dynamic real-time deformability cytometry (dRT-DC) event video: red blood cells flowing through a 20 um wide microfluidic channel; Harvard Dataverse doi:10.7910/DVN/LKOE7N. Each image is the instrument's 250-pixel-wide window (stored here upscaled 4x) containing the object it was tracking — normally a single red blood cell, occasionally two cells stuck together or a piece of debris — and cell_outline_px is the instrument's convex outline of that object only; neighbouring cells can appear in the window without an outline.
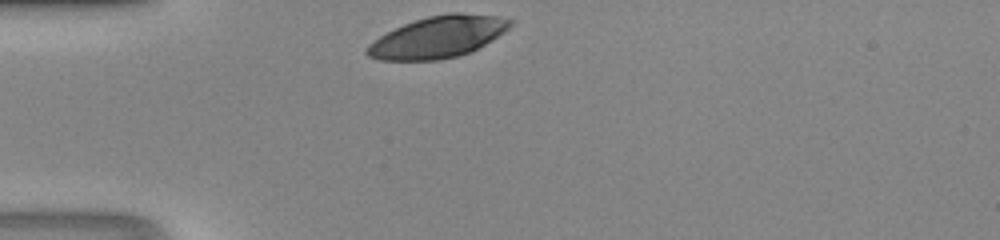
{"species": "human", "species_latin": "Homo sapiens", "temperature_condition": "room temperature", "stored_images_in_passage": 25, "camera_frame_rate_fps": 3000, "um_per_image_px": 0.085, "donor": {"sex": "male"}, "frame": {"image": 1, "passage_image": 1, "time_ms": 0.0, "image_size_px": [1000, 240], "cell_outline_px": [[512, 24], [504, 32], [492, 40], [468, 52], [456, 56], [440, 60], [380, 60], [368, 56], [364, 52], [364, 48], [368, 44], [380, 36], [404, 24], [428, 16], [448, 12], [460, 12], [496, 16], [512, 20]], "centroid_in_image_um": [37.19, 3.14], "position_along_channel_um": 47.8, "area_um2": 34.45}}
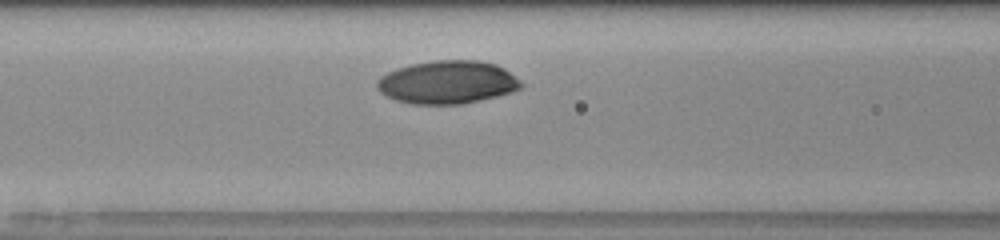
{"frame": {"image": 2, "passage_image": 8, "time_ms": 2.333, "image_size_px": [1000, 240], "cell_outline_px": [[524, 88], [512, 92], [496, 96], [460, 104], [412, 104], [396, 100], [380, 92], [376, 88], [376, 80], [380, 76], [396, 68], [412, 64], [436, 60], [480, 60], [496, 64], [504, 68], [520, 80], [524, 84]], "centroid_in_image_um": [38.04, 6.98], "position_along_channel_um": 128.6, "area_um2": 36.3}}